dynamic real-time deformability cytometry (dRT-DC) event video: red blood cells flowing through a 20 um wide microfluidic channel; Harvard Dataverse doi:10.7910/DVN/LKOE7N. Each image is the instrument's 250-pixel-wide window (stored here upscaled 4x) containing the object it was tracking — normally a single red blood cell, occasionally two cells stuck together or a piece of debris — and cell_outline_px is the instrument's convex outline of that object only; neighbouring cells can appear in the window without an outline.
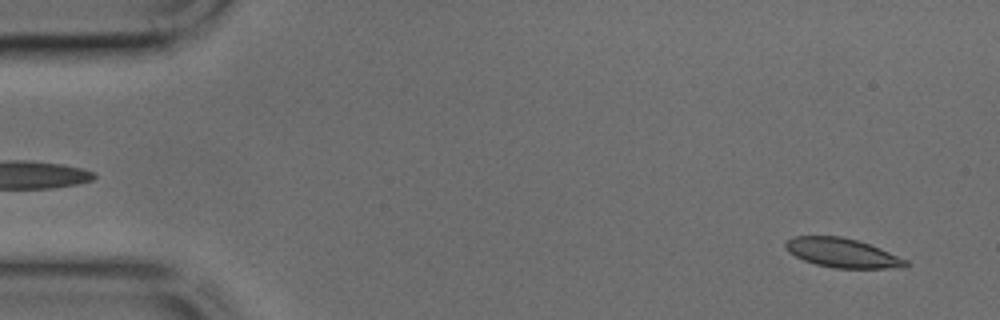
{"species": "common noctule bat (a hibernating species)", "species_latin": "Nyctalus noctula", "temperature_condition": "cold", "stored_images_in_passage": 44, "camera_frame_rate_fps": 3000, "um_per_image_px": 0.085, "animal": {"sex": "male", "body_mass_g": 17.9, "forearm_length_mm": 54.2}, "frame": {"image": 1, "passage_image": 2, "time_ms": 0.333, "image_size_px": [1000, 320], "cell_outline_px": [[908, 268], [836, 268], [816, 264], [804, 260], [788, 252], [784, 244], [792, 236], [840, 236], [856, 240], [880, 248], [908, 260]], "centroid_in_image_um": [71.62, 21.5], "position_along_channel_um": 13.4, "area_um2": 20.4}}
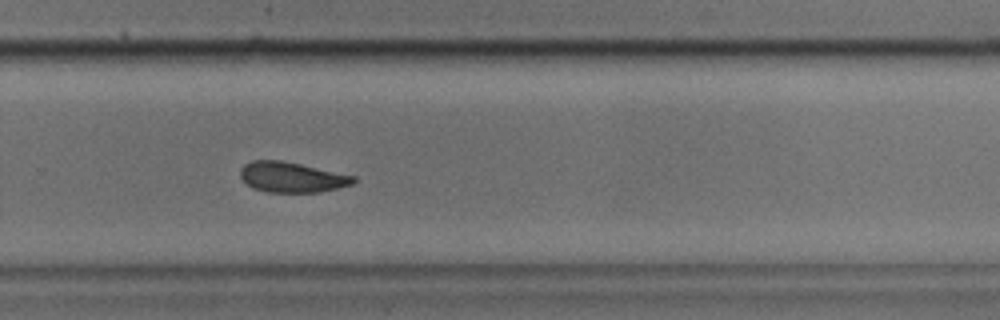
{"frame": {"image": 2, "passage_image": 29, "time_ms": 9.333, "image_size_px": [1000, 320], "cell_outline_px": [[356, 180], [352, 184], [320, 192], [268, 192], [252, 188], [240, 176], [240, 168], [244, 164], [252, 160], [280, 160], [300, 164], [356, 176]], "centroid_in_image_um": [24.78, 15.06], "position_along_channel_um": 305.0, "area_um2": 19.88}}
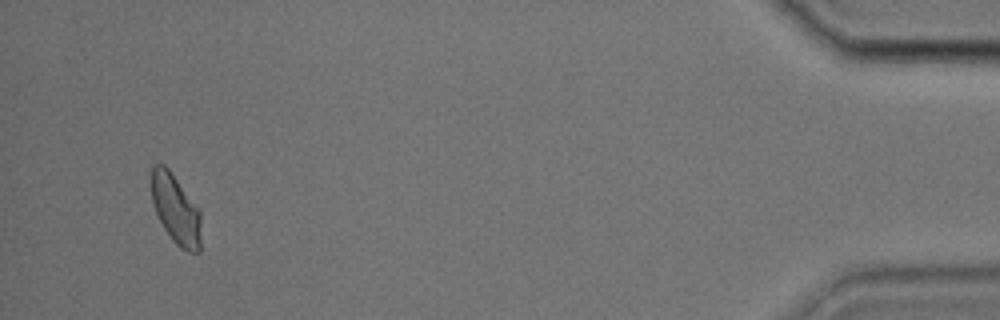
{"frame": {"image": 3, "passage_image": 42, "time_ms": 13.667, "image_size_px": [1000, 320], "cell_outline_px": [[200, 252], [188, 252], [180, 248], [172, 240], [164, 228], [152, 204], [152, 164], [164, 164], [168, 168], [200, 208]], "centroid_in_image_um": [14.95, 17.79], "position_along_channel_um": 420.2, "area_um2": 20.17}}